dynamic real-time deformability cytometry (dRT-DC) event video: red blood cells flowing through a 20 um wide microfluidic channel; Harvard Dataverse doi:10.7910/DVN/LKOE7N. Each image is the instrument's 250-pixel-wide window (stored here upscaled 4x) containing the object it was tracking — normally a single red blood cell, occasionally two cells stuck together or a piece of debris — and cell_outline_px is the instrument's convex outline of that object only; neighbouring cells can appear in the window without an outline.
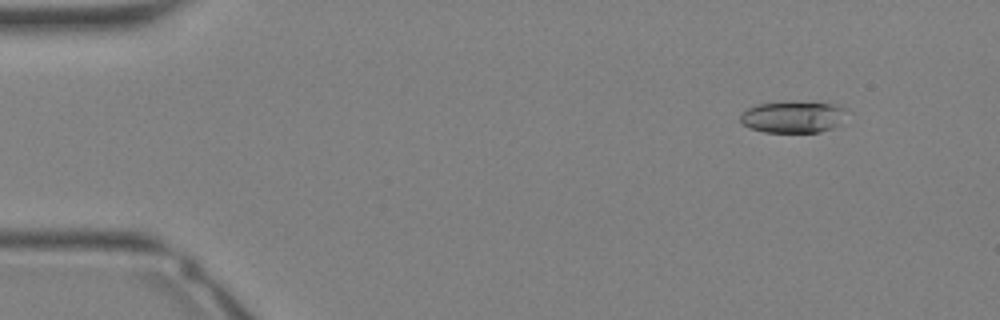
{"species": "Egyptian fruit bat (a non-hibernating species)", "species_latin": "Rousettus aegyptiacus", "temperature_condition": "warm", "stored_images_in_passage": 36, "segment_of_instrument_passage": [1, 2], "camera_frame_rate_fps": 3000, "um_per_image_px": 0.085, "animal": {"sex": "female"}, "frame": {"image": 1, "passage_image": 4, "time_ms": 1.0, "image_size_px": [1000, 320], "cell_outline_px": [[848, 108], [840, 124], [832, 128], [820, 132], [764, 132], [748, 128], [740, 120], [740, 116], [748, 108], [756, 104], [788, 100], [840, 104]], "centroid_in_image_um": [67.44, 9.91], "position_along_channel_um": 17.6, "area_um2": 20.23}}
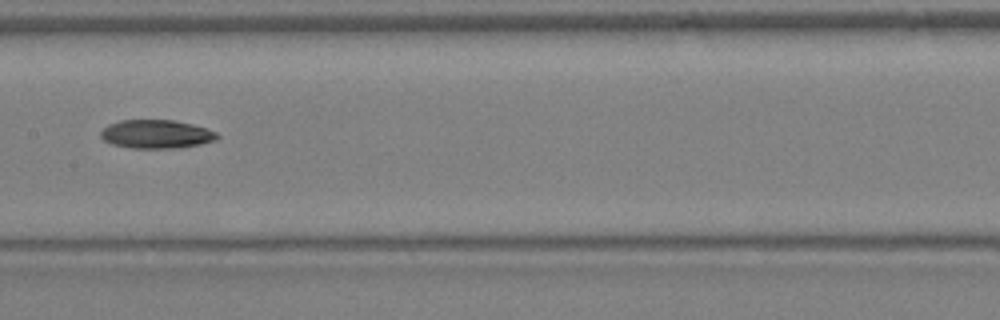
{"frame": {"image": 2, "passage_image": 18, "time_ms": 5.667, "image_size_px": [1000, 320], "cell_outline_px": [[220, 136], [216, 140], [200, 144], [180, 148], [132, 148], [112, 144], [104, 140], [100, 136], [100, 132], [108, 124], [120, 120], [176, 120], [208, 128], [216, 132]], "centroid_in_image_um": [13.31, 11.4], "position_along_channel_um": 194.1, "area_um2": 19.54}}
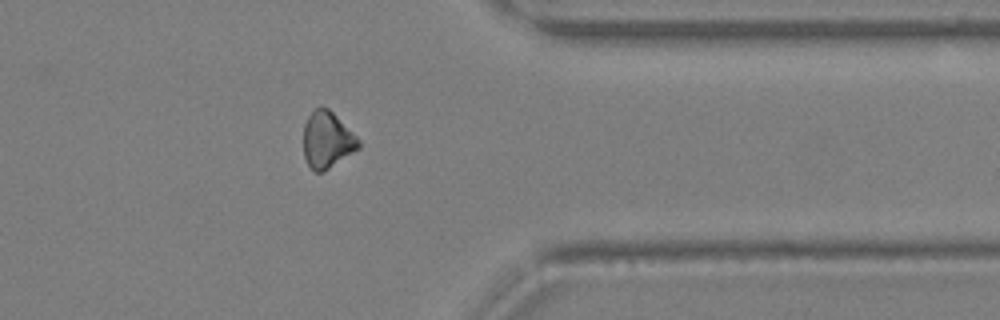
{"frame": {"image": 3, "passage_image": 28, "time_ms": 9.0, "image_size_px": [1000, 320], "cell_outline_px": [[360, 148], [324, 172], [316, 172], [308, 164], [304, 156], [304, 124], [308, 116], [316, 108], [328, 108], [360, 140]], "centroid_in_image_um": [27.81, 11.92], "position_along_channel_um": 383.6, "area_um2": 17.92}}